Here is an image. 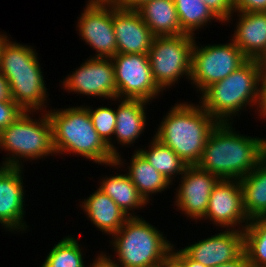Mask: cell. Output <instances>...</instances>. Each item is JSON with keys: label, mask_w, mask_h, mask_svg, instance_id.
<instances>
[{"label": "cell", "mask_w": 266, "mask_h": 267, "mask_svg": "<svg viewBox=\"0 0 266 267\" xmlns=\"http://www.w3.org/2000/svg\"><path fill=\"white\" fill-rule=\"evenodd\" d=\"M233 123H218L206 141L200 168L219 179H242L266 156V139L234 131Z\"/></svg>", "instance_id": "1"}, {"label": "cell", "mask_w": 266, "mask_h": 267, "mask_svg": "<svg viewBox=\"0 0 266 267\" xmlns=\"http://www.w3.org/2000/svg\"><path fill=\"white\" fill-rule=\"evenodd\" d=\"M262 72L260 60L247 59L226 78L207 87L199 104L218 123L232 122V117L239 116L247 105H255L258 110Z\"/></svg>", "instance_id": "2"}, {"label": "cell", "mask_w": 266, "mask_h": 267, "mask_svg": "<svg viewBox=\"0 0 266 267\" xmlns=\"http://www.w3.org/2000/svg\"><path fill=\"white\" fill-rule=\"evenodd\" d=\"M217 124L201 104L180 102L164 116L154 137L170 147L187 165H197L209 134Z\"/></svg>", "instance_id": "3"}, {"label": "cell", "mask_w": 266, "mask_h": 267, "mask_svg": "<svg viewBox=\"0 0 266 267\" xmlns=\"http://www.w3.org/2000/svg\"><path fill=\"white\" fill-rule=\"evenodd\" d=\"M33 47L7 38L0 51V71L6 78L10 98L24 111H40L47 103L46 84Z\"/></svg>", "instance_id": "4"}, {"label": "cell", "mask_w": 266, "mask_h": 267, "mask_svg": "<svg viewBox=\"0 0 266 267\" xmlns=\"http://www.w3.org/2000/svg\"><path fill=\"white\" fill-rule=\"evenodd\" d=\"M45 112L51 121L56 155L78 154L100 165L115 161L116 158L109 151L108 145L95 130L85 106Z\"/></svg>", "instance_id": "5"}, {"label": "cell", "mask_w": 266, "mask_h": 267, "mask_svg": "<svg viewBox=\"0 0 266 267\" xmlns=\"http://www.w3.org/2000/svg\"><path fill=\"white\" fill-rule=\"evenodd\" d=\"M157 229L139 216L129 217L111 237L118 262L101 255L115 267H156L173 246Z\"/></svg>", "instance_id": "6"}, {"label": "cell", "mask_w": 266, "mask_h": 267, "mask_svg": "<svg viewBox=\"0 0 266 267\" xmlns=\"http://www.w3.org/2000/svg\"><path fill=\"white\" fill-rule=\"evenodd\" d=\"M29 114L33 116V111H24L0 132V149L9 152V157H6L1 166L22 167L20 161L23 159L37 160L56 154L47 112L41 114L39 120L33 119Z\"/></svg>", "instance_id": "7"}, {"label": "cell", "mask_w": 266, "mask_h": 267, "mask_svg": "<svg viewBox=\"0 0 266 267\" xmlns=\"http://www.w3.org/2000/svg\"><path fill=\"white\" fill-rule=\"evenodd\" d=\"M194 43L195 37L190 34L155 36L148 57L153 79L162 93L183 75L190 79Z\"/></svg>", "instance_id": "8"}, {"label": "cell", "mask_w": 266, "mask_h": 267, "mask_svg": "<svg viewBox=\"0 0 266 267\" xmlns=\"http://www.w3.org/2000/svg\"><path fill=\"white\" fill-rule=\"evenodd\" d=\"M246 60L232 40L227 44H208L201 47L195 41L189 80L202 93L211 84L226 78Z\"/></svg>", "instance_id": "9"}, {"label": "cell", "mask_w": 266, "mask_h": 267, "mask_svg": "<svg viewBox=\"0 0 266 267\" xmlns=\"http://www.w3.org/2000/svg\"><path fill=\"white\" fill-rule=\"evenodd\" d=\"M111 59L118 100L129 98L151 102L161 93L153 79L148 54L117 53Z\"/></svg>", "instance_id": "10"}, {"label": "cell", "mask_w": 266, "mask_h": 267, "mask_svg": "<svg viewBox=\"0 0 266 267\" xmlns=\"http://www.w3.org/2000/svg\"><path fill=\"white\" fill-rule=\"evenodd\" d=\"M78 20L82 40L97 52L94 58H112L117 54L113 27V2L88 1Z\"/></svg>", "instance_id": "11"}, {"label": "cell", "mask_w": 266, "mask_h": 267, "mask_svg": "<svg viewBox=\"0 0 266 267\" xmlns=\"http://www.w3.org/2000/svg\"><path fill=\"white\" fill-rule=\"evenodd\" d=\"M65 90L92 97L117 100L114 64L111 58L87 59L62 82Z\"/></svg>", "instance_id": "12"}, {"label": "cell", "mask_w": 266, "mask_h": 267, "mask_svg": "<svg viewBox=\"0 0 266 267\" xmlns=\"http://www.w3.org/2000/svg\"><path fill=\"white\" fill-rule=\"evenodd\" d=\"M203 219H209L222 228L236 229V226H241L239 230L245 229L250 220L244 211L240 180L220 179L218 181L210 195L208 209Z\"/></svg>", "instance_id": "13"}, {"label": "cell", "mask_w": 266, "mask_h": 267, "mask_svg": "<svg viewBox=\"0 0 266 267\" xmlns=\"http://www.w3.org/2000/svg\"><path fill=\"white\" fill-rule=\"evenodd\" d=\"M181 176L175 205L187 217L203 220L212 190L220 179L198 165H187Z\"/></svg>", "instance_id": "14"}, {"label": "cell", "mask_w": 266, "mask_h": 267, "mask_svg": "<svg viewBox=\"0 0 266 267\" xmlns=\"http://www.w3.org/2000/svg\"><path fill=\"white\" fill-rule=\"evenodd\" d=\"M225 229L216 235L188 245L182 250L193 260L215 267L238 258L244 252V232Z\"/></svg>", "instance_id": "15"}, {"label": "cell", "mask_w": 266, "mask_h": 267, "mask_svg": "<svg viewBox=\"0 0 266 267\" xmlns=\"http://www.w3.org/2000/svg\"><path fill=\"white\" fill-rule=\"evenodd\" d=\"M21 167L0 166V224L7 231H25L24 186Z\"/></svg>", "instance_id": "16"}, {"label": "cell", "mask_w": 266, "mask_h": 267, "mask_svg": "<svg viewBox=\"0 0 266 267\" xmlns=\"http://www.w3.org/2000/svg\"><path fill=\"white\" fill-rule=\"evenodd\" d=\"M113 27L117 53L148 54L155 35L138 11L119 8L113 2Z\"/></svg>", "instance_id": "17"}, {"label": "cell", "mask_w": 266, "mask_h": 267, "mask_svg": "<svg viewBox=\"0 0 266 267\" xmlns=\"http://www.w3.org/2000/svg\"><path fill=\"white\" fill-rule=\"evenodd\" d=\"M232 41L247 59L261 60L266 55V12H238Z\"/></svg>", "instance_id": "18"}, {"label": "cell", "mask_w": 266, "mask_h": 267, "mask_svg": "<svg viewBox=\"0 0 266 267\" xmlns=\"http://www.w3.org/2000/svg\"><path fill=\"white\" fill-rule=\"evenodd\" d=\"M81 208L100 231L113 235L129 218L121 208L99 188L82 201Z\"/></svg>", "instance_id": "19"}, {"label": "cell", "mask_w": 266, "mask_h": 267, "mask_svg": "<svg viewBox=\"0 0 266 267\" xmlns=\"http://www.w3.org/2000/svg\"><path fill=\"white\" fill-rule=\"evenodd\" d=\"M116 110L114 136L118 144L126 146L133 144L144 132L146 126V108L149 103L142 99H120Z\"/></svg>", "instance_id": "20"}, {"label": "cell", "mask_w": 266, "mask_h": 267, "mask_svg": "<svg viewBox=\"0 0 266 267\" xmlns=\"http://www.w3.org/2000/svg\"><path fill=\"white\" fill-rule=\"evenodd\" d=\"M137 11L155 36L186 34L181 29L173 0H151Z\"/></svg>", "instance_id": "21"}, {"label": "cell", "mask_w": 266, "mask_h": 267, "mask_svg": "<svg viewBox=\"0 0 266 267\" xmlns=\"http://www.w3.org/2000/svg\"><path fill=\"white\" fill-rule=\"evenodd\" d=\"M240 182L246 216L249 220L266 217V156Z\"/></svg>", "instance_id": "22"}, {"label": "cell", "mask_w": 266, "mask_h": 267, "mask_svg": "<svg viewBox=\"0 0 266 267\" xmlns=\"http://www.w3.org/2000/svg\"><path fill=\"white\" fill-rule=\"evenodd\" d=\"M100 183L99 189L108 195L128 217H137L132 211L142 209V206L148 204L127 174L106 177L101 179Z\"/></svg>", "instance_id": "23"}, {"label": "cell", "mask_w": 266, "mask_h": 267, "mask_svg": "<svg viewBox=\"0 0 266 267\" xmlns=\"http://www.w3.org/2000/svg\"><path fill=\"white\" fill-rule=\"evenodd\" d=\"M130 161L127 175L147 203H150V195L165 191L172 185L137 150Z\"/></svg>", "instance_id": "24"}, {"label": "cell", "mask_w": 266, "mask_h": 267, "mask_svg": "<svg viewBox=\"0 0 266 267\" xmlns=\"http://www.w3.org/2000/svg\"><path fill=\"white\" fill-rule=\"evenodd\" d=\"M148 150L137 151L170 183L174 177L182 175L187 164L168 146L162 144L157 138H152Z\"/></svg>", "instance_id": "25"}, {"label": "cell", "mask_w": 266, "mask_h": 267, "mask_svg": "<svg viewBox=\"0 0 266 267\" xmlns=\"http://www.w3.org/2000/svg\"><path fill=\"white\" fill-rule=\"evenodd\" d=\"M178 14L181 29L195 36L194 32L208 22L219 19L210 11L202 0H173Z\"/></svg>", "instance_id": "26"}, {"label": "cell", "mask_w": 266, "mask_h": 267, "mask_svg": "<svg viewBox=\"0 0 266 267\" xmlns=\"http://www.w3.org/2000/svg\"><path fill=\"white\" fill-rule=\"evenodd\" d=\"M244 232V251L251 267H266V217L250 219Z\"/></svg>", "instance_id": "27"}, {"label": "cell", "mask_w": 266, "mask_h": 267, "mask_svg": "<svg viewBox=\"0 0 266 267\" xmlns=\"http://www.w3.org/2000/svg\"><path fill=\"white\" fill-rule=\"evenodd\" d=\"M78 240L66 236L50 250L41 267H85Z\"/></svg>", "instance_id": "28"}, {"label": "cell", "mask_w": 266, "mask_h": 267, "mask_svg": "<svg viewBox=\"0 0 266 267\" xmlns=\"http://www.w3.org/2000/svg\"><path fill=\"white\" fill-rule=\"evenodd\" d=\"M93 126L97 131L98 135L104 140V142L108 145L109 151L116 158L114 162L107 164L109 167L116 168L122 165L121 154H119L118 149L113 145L110 141L114 135L115 123H116V110L109 107H98L96 109H92L91 107L86 106Z\"/></svg>", "instance_id": "29"}, {"label": "cell", "mask_w": 266, "mask_h": 267, "mask_svg": "<svg viewBox=\"0 0 266 267\" xmlns=\"http://www.w3.org/2000/svg\"><path fill=\"white\" fill-rule=\"evenodd\" d=\"M24 110L13 100L0 101V132L13 123Z\"/></svg>", "instance_id": "30"}, {"label": "cell", "mask_w": 266, "mask_h": 267, "mask_svg": "<svg viewBox=\"0 0 266 267\" xmlns=\"http://www.w3.org/2000/svg\"><path fill=\"white\" fill-rule=\"evenodd\" d=\"M219 22H229L234 14L233 0H202ZM233 13V14H232Z\"/></svg>", "instance_id": "31"}, {"label": "cell", "mask_w": 266, "mask_h": 267, "mask_svg": "<svg viewBox=\"0 0 266 267\" xmlns=\"http://www.w3.org/2000/svg\"><path fill=\"white\" fill-rule=\"evenodd\" d=\"M234 12H266V0H233Z\"/></svg>", "instance_id": "32"}, {"label": "cell", "mask_w": 266, "mask_h": 267, "mask_svg": "<svg viewBox=\"0 0 266 267\" xmlns=\"http://www.w3.org/2000/svg\"><path fill=\"white\" fill-rule=\"evenodd\" d=\"M156 267H185L184 263L170 251Z\"/></svg>", "instance_id": "33"}, {"label": "cell", "mask_w": 266, "mask_h": 267, "mask_svg": "<svg viewBox=\"0 0 266 267\" xmlns=\"http://www.w3.org/2000/svg\"><path fill=\"white\" fill-rule=\"evenodd\" d=\"M148 1L151 0H116L114 4L119 8L137 11Z\"/></svg>", "instance_id": "34"}, {"label": "cell", "mask_w": 266, "mask_h": 267, "mask_svg": "<svg viewBox=\"0 0 266 267\" xmlns=\"http://www.w3.org/2000/svg\"><path fill=\"white\" fill-rule=\"evenodd\" d=\"M171 251L184 263L185 267H207L200 262L191 259L183 250L176 251L174 245L172 246Z\"/></svg>", "instance_id": "35"}, {"label": "cell", "mask_w": 266, "mask_h": 267, "mask_svg": "<svg viewBox=\"0 0 266 267\" xmlns=\"http://www.w3.org/2000/svg\"><path fill=\"white\" fill-rule=\"evenodd\" d=\"M259 115L266 118V73H262Z\"/></svg>", "instance_id": "36"}, {"label": "cell", "mask_w": 266, "mask_h": 267, "mask_svg": "<svg viewBox=\"0 0 266 267\" xmlns=\"http://www.w3.org/2000/svg\"><path fill=\"white\" fill-rule=\"evenodd\" d=\"M215 267H251L245 251L236 259Z\"/></svg>", "instance_id": "37"}, {"label": "cell", "mask_w": 266, "mask_h": 267, "mask_svg": "<svg viewBox=\"0 0 266 267\" xmlns=\"http://www.w3.org/2000/svg\"><path fill=\"white\" fill-rule=\"evenodd\" d=\"M8 99H11L9 94L8 82L0 71V101Z\"/></svg>", "instance_id": "38"}, {"label": "cell", "mask_w": 266, "mask_h": 267, "mask_svg": "<svg viewBox=\"0 0 266 267\" xmlns=\"http://www.w3.org/2000/svg\"><path fill=\"white\" fill-rule=\"evenodd\" d=\"M90 267H115L110 264L102 255H97Z\"/></svg>", "instance_id": "39"}, {"label": "cell", "mask_w": 266, "mask_h": 267, "mask_svg": "<svg viewBox=\"0 0 266 267\" xmlns=\"http://www.w3.org/2000/svg\"><path fill=\"white\" fill-rule=\"evenodd\" d=\"M262 64V73H266V55L260 60Z\"/></svg>", "instance_id": "40"}, {"label": "cell", "mask_w": 266, "mask_h": 267, "mask_svg": "<svg viewBox=\"0 0 266 267\" xmlns=\"http://www.w3.org/2000/svg\"><path fill=\"white\" fill-rule=\"evenodd\" d=\"M8 38L7 35H4L3 33L1 34L0 32V51H1V46L3 44V42Z\"/></svg>", "instance_id": "41"}, {"label": "cell", "mask_w": 266, "mask_h": 267, "mask_svg": "<svg viewBox=\"0 0 266 267\" xmlns=\"http://www.w3.org/2000/svg\"><path fill=\"white\" fill-rule=\"evenodd\" d=\"M93 2H115L116 0H89Z\"/></svg>", "instance_id": "42"}]
</instances>
